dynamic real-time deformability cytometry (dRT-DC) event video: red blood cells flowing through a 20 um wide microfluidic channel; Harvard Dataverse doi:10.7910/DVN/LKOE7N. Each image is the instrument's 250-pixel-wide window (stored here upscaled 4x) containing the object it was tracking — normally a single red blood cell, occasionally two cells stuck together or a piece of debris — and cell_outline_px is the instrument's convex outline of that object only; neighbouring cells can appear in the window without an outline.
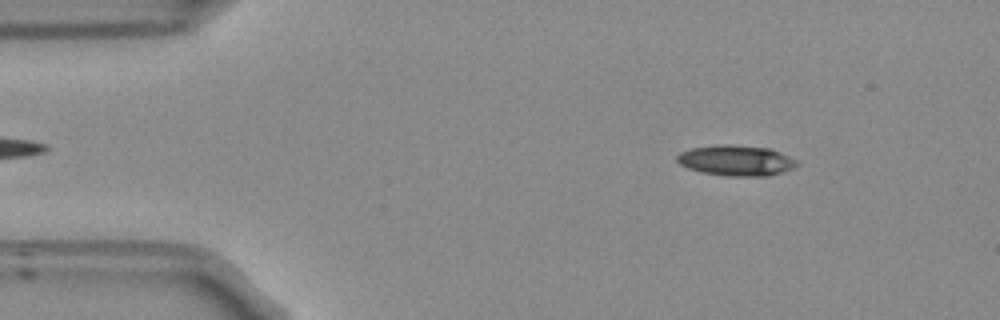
{"species": "Egyptian fruit bat (a non-hibernating species)", "species_latin": "Rousettus aegyptiacus", "temperature_condition": "room temperature", "stored_images_in_passage": 13, "camera_frame_rate_fps": 3000, "um_per_image_px": 0.085, "frame": {"image": 1, "passage_image": 6, "time_ms": 1.667, "image_size_px": [1000, 320], "cell_outline_px": [[800, 164], [784, 172], [768, 176], [728, 176], [704, 172], [688, 168], [680, 164], [676, 160], [676, 156], [680, 152], [692, 148], [716, 144], [732, 144], [772, 148], [796, 160]], "centroid_in_image_um": [62.59, 13.63], "position_along_channel_um": 22.4, "area_um2": 21.5}}